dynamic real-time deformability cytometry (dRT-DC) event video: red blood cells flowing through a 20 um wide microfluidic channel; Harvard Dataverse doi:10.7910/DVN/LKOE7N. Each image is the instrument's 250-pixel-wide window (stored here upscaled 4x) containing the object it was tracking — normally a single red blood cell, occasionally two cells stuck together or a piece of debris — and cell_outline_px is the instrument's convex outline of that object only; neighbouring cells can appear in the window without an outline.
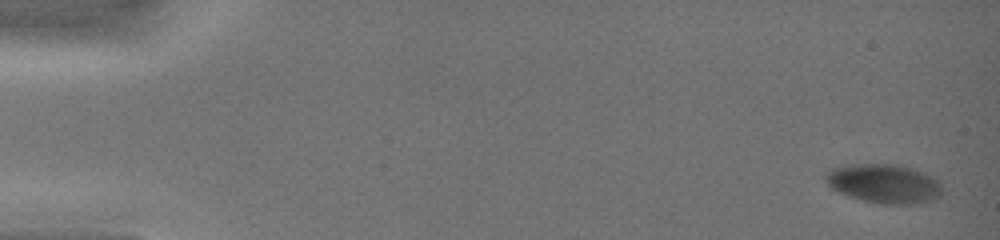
{"species": "common noctule bat (a hibernating species)", "species_latin": "Nyctalus noctula", "temperature_condition": "warm", "stored_images_in_passage": 16, "camera_frame_rate_fps": 3000, "um_per_image_px": 0.085, "animal": {"sex": "female", "body_mass_g": 19.0, "forearm_length_mm": 51.5}, "frame": {"image": 1, "passage_image": 1, "time_ms": 0.0, "image_size_px": [1000, 240], "cell_outline_px": [[944, 192], [940, 196], [932, 200], [912, 204], [880, 204], [848, 196], [832, 188], [824, 180], [828, 172], [832, 168], [848, 164], [896, 164], [924, 172], [932, 176], [940, 184]], "centroid_in_image_um": [75.16, 15.6], "position_along_channel_um": 9.8, "area_um2": 26.53}}
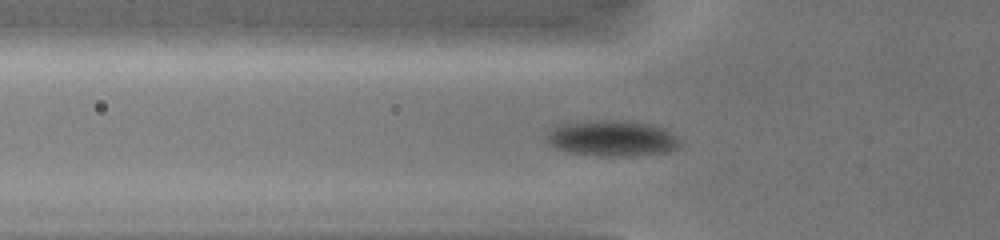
{"frame": {"image": 2, "passage_image": 10, "time_ms": 5.333, "image_size_px": [1000, 240], "cell_outline_px": [[680, 144], [676, 148], [668, 152], [632, 156], [596, 156], [568, 152], [556, 148], [548, 144], [544, 140], [544, 132], [552, 124], [580, 120], [632, 120], [656, 124], [672, 132], [680, 140]], "centroid_in_image_um": [51.93, 11.72], "position_along_channel_um": 73.9, "area_um2": 29.25}}
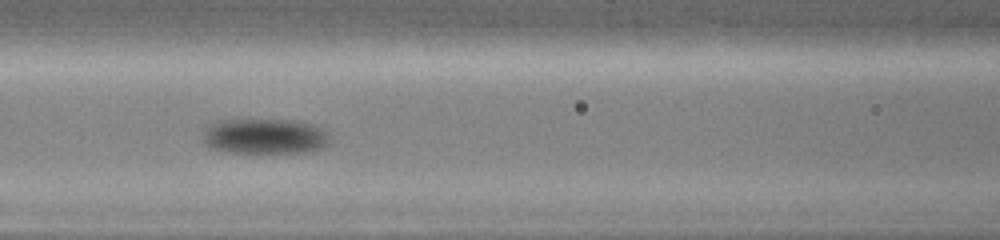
{"frame": {"image": 3, "passage_image": 14, "time_ms": 7.0, "image_size_px": [1000, 240], "cell_outline_px": [[328, 144], [324, 148], [304, 152], [228, 152], [212, 148], [204, 144], [204, 132], [208, 124], [216, 120], [296, 120], [316, 124], [324, 128], [328, 132]], "centroid_in_image_um": [22.54, 11.57], "position_along_channel_um": 144.1, "area_um2": 26.36}}